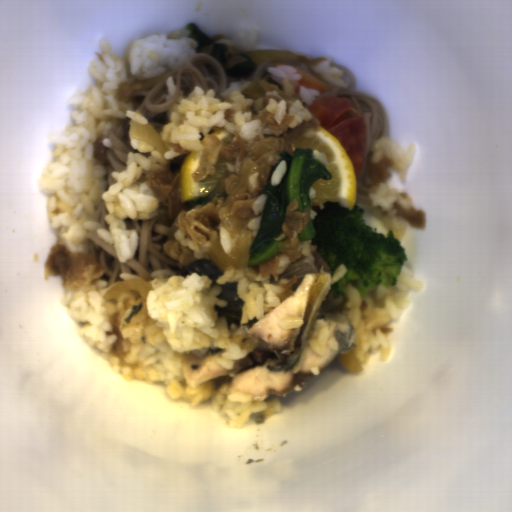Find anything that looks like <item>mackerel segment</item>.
<instances>
[{
    "label": "mackerel segment",
    "mask_w": 512,
    "mask_h": 512,
    "mask_svg": "<svg viewBox=\"0 0 512 512\" xmlns=\"http://www.w3.org/2000/svg\"><path fill=\"white\" fill-rule=\"evenodd\" d=\"M282 279L289 280L287 291L277 295L282 302L248 331L261 345L234 363V369L216 361L222 348L209 349L204 357L184 353L183 375L193 390L214 380L216 388L229 384L227 393L240 391L252 401L281 400L314 380L339 353L355 348L357 331L342 313L348 297L333 288L332 269L320 256L313 252L291 261L277 281L270 274L273 285H281ZM317 318L328 323L337 339V353L327 348L324 358L307 344Z\"/></svg>",
    "instance_id": "1"
},
{
    "label": "mackerel segment",
    "mask_w": 512,
    "mask_h": 512,
    "mask_svg": "<svg viewBox=\"0 0 512 512\" xmlns=\"http://www.w3.org/2000/svg\"><path fill=\"white\" fill-rule=\"evenodd\" d=\"M174 272H176L177 275L183 278L192 275L193 273L199 274L201 276H206L212 282L210 287L211 289L217 283L218 278L223 276L224 269L222 271L216 266L212 259L208 260L204 257L201 260L195 262L194 264L182 267Z\"/></svg>",
    "instance_id": "3"
},
{
    "label": "mackerel segment",
    "mask_w": 512,
    "mask_h": 512,
    "mask_svg": "<svg viewBox=\"0 0 512 512\" xmlns=\"http://www.w3.org/2000/svg\"><path fill=\"white\" fill-rule=\"evenodd\" d=\"M218 300L226 301L225 307L213 305L218 318H224L227 325H240L243 316L244 301L240 297L234 281H227L223 284L221 292L217 295Z\"/></svg>",
    "instance_id": "2"
}]
</instances>
